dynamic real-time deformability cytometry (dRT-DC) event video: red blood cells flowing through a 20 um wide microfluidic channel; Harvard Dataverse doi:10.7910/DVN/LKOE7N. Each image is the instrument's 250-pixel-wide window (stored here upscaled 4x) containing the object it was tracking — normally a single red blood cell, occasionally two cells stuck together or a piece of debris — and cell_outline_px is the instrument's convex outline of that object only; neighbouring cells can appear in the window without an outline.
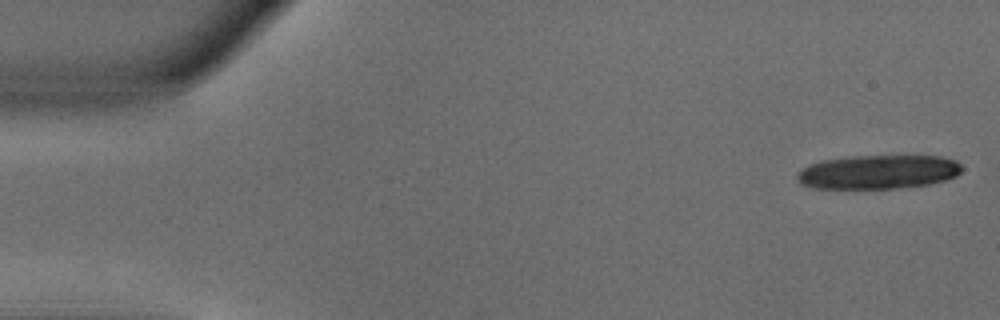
{"species": "common noctule bat (a hibernating species)", "species_latin": "Nyctalus noctula", "temperature_condition": "warm", "stored_images_in_passage": 18, "camera_frame_rate_fps": 3000, "um_per_image_px": 0.085, "animal": {"sex": "male", "body_mass_g": 18.8}, "frame": {"image": 1, "passage_image": 1, "time_ms": 0.0, "image_size_px": [1000, 320], "cell_outline_px": [[964, 168], [956, 176], [944, 180], [928, 184], [896, 188], [812, 188], [800, 184], [796, 180], [796, 172], [808, 164], [820, 160], [852, 156], [940, 156], [956, 160]], "centroid_in_image_um": [74.6, 14.61], "position_along_channel_um": 10.4, "area_um2": 32.83}}